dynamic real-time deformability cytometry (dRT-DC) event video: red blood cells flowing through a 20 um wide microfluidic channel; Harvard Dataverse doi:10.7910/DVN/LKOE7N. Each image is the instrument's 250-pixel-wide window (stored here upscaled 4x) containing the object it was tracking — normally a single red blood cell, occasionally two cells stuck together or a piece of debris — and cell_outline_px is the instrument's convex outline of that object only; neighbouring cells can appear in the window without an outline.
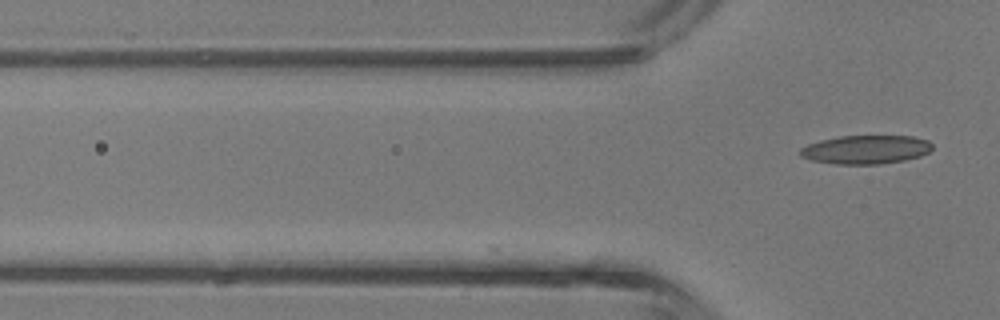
{"species": "common noctule bat (a hibernating species)", "species_latin": "Nyctalus noctula", "temperature_condition": "room temperature", "stored_images_in_passage": 2, "camera_frame_rate_fps": 3000, "um_per_image_px": 0.085, "animal": {"sex": "male", "body_mass_g": 13.3}, "frame": {"image": 1, "passage_image": 2, "time_ms": 0.333, "image_size_px": [1000, 320], "cell_outline_px": [[932, 148], [928, 152], [920, 156], [904, 160], [880, 164], [836, 164], [812, 160], [800, 156], [800, 148], [808, 144], [820, 140], [840, 136], [912, 136], [928, 140], [932, 144]], "centroid_in_image_um": [73.59, 12.71], "position_along_channel_um": 52.2, "area_um2": 22.02}}